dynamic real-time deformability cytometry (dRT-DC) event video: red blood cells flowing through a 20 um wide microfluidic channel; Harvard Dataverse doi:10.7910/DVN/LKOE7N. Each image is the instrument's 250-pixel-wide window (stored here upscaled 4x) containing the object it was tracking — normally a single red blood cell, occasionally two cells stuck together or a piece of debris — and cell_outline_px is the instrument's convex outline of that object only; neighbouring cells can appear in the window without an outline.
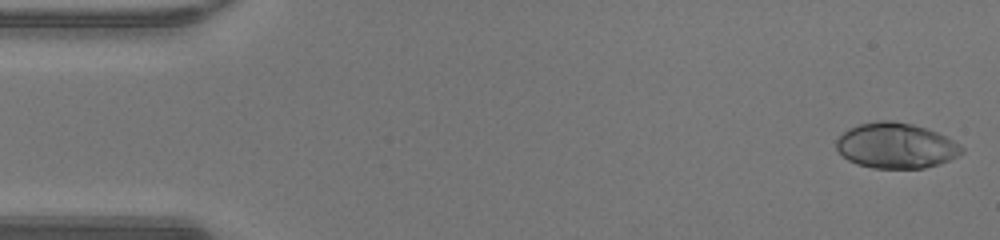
{"species": "human", "species_latin": "Homo sapiens", "temperature_condition": "warm", "stored_images_in_passage": 47, "camera_frame_rate_fps": 3000, "um_per_image_px": 0.085, "donor": {"sex": "male"}, "frame": {"image": 1, "passage_image": 1, "time_ms": 0.0, "image_size_px": [1000, 240], "cell_outline_px": [[964, 152], [948, 160], [924, 168], [872, 168], [856, 164], [848, 160], [836, 148], [836, 140], [848, 128], [860, 124], [876, 120], [892, 120], [912, 124], [936, 132], [960, 144], [964, 148]], "centroid_in_image_um": [76.13, 12.37], "position_along_channel_um": 8.9, "area_um2": 33.0}}
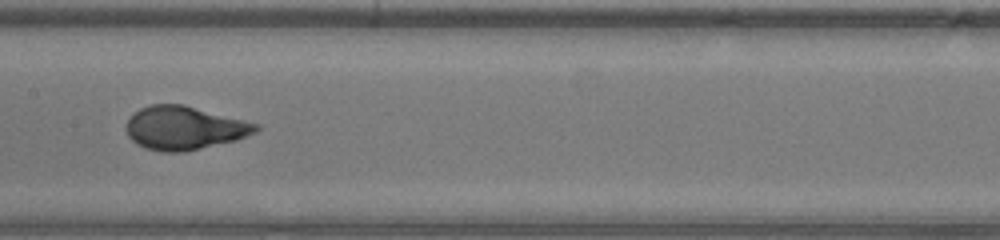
{"frame": {"image": 2, "passage_image": 23, "time_ms": 7.333, "image_size_px": [1000, 240], "cell_outline_px": [[260, 128], [256, 132], [236, 140], [184, 152], [164, 152], [144, 148], [136, 144], [128, 136], [128, 120], [140, 108], [152, 104], [184, 104], [260, 124]], "centroid_in_image_um": [15.7, 10.88], "position_along_channel_um": 191.7, "area_um2": 32.71}}
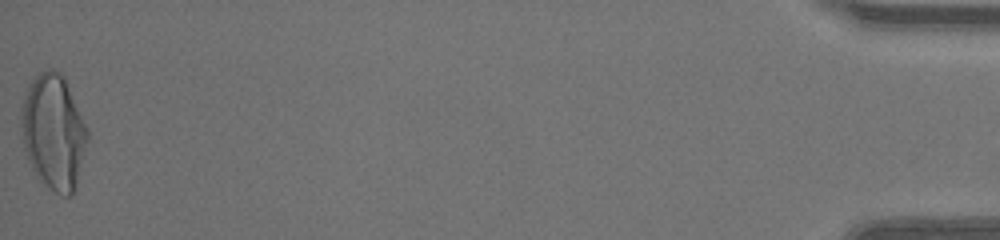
{"frame": {"image": 3, "passage_image": 47, "time_ms": 15.333, "image_size_px": [1000, 240], "cell_outline_px": [[88, 140], [76, 184], [72, 196], [60, 196], [48, 188], [36, 176], [24, 152], [20, 124], [20, 108], [28, 84], [40, 72], [48, 68], [52, 68], [60, 72], [64, 76], [88, 128]], "centroid_in_image_um": [4.53, 11.2], "position_along_channel_um": 430.7, "area_um2": 44.97}, "authors_computed_cell_mechanics": {"area_um2": 32.657, "velocity_mm_per_s": 4.3586, "shape_relaxation_time_tau1_ms": 3.9825, "shape_relaxation_time_tau2_ms": null, "deformation_change_tau1": 0.2509, "deformation_change_tau2": null}}